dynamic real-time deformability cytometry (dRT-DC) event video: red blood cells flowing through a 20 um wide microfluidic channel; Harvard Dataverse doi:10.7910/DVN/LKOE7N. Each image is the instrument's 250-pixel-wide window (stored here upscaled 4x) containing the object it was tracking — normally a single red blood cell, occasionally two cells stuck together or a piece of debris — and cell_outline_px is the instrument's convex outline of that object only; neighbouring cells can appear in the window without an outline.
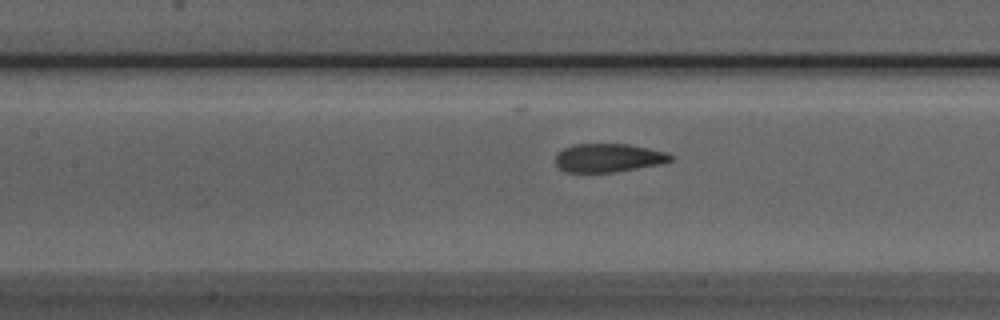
{"species": "Egyptian fruit bat (a non-hibernating species)", "species_latin": "Rousettus aegyptiacus", "temperature_condition": "room temperature", "stored_images_in_passage": 36, "camera_frame_rate_fps": 3000, "um_per_image_px": 0.085, "animal": {"sex": "male"}, "frame": {"image": 1, "passage_image": 17, "time_ms": 5.333, "image_size_px": [1000, 320], "cell_outline_px": [[676, 156], [672, 160], [660, 164], [616, 172], [564, 172], [556, 164], [556, 152], [572, 144], [628, 144], [668, 152]], "centroid_in_image_um": [51.73, 13.41], "position_along_channel_um": 155.7, "area_um2": 19.31}}
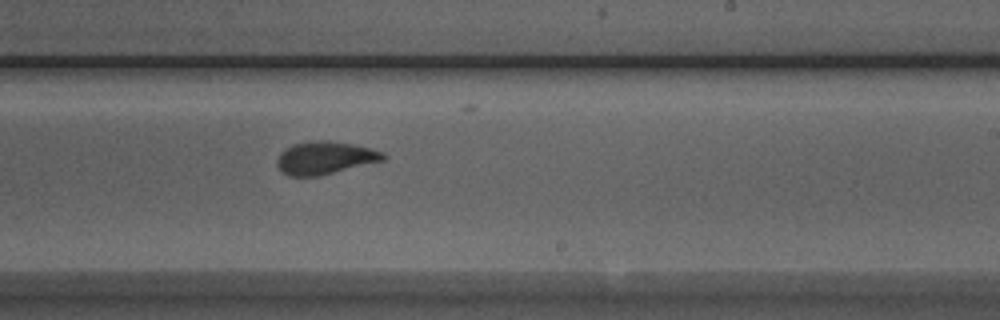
{"frame": {"image": 2, "passage_image": 25, "time_ms": 8.0, "image_size_px": [1000, 320], "cell_outline_px": [[388, 156], [384, 160], [320, 176], [288, 176], [280, 172], [276, 164], [276, 160], [280, 152], [284, 148], [292, 144], [312, 140], [328, 140], [352, 144], [384, 152]], "centroid_in_image_um": [27.57, 13.42], "position_along_channel_um": 261.4, "area_um2": 20.58}}
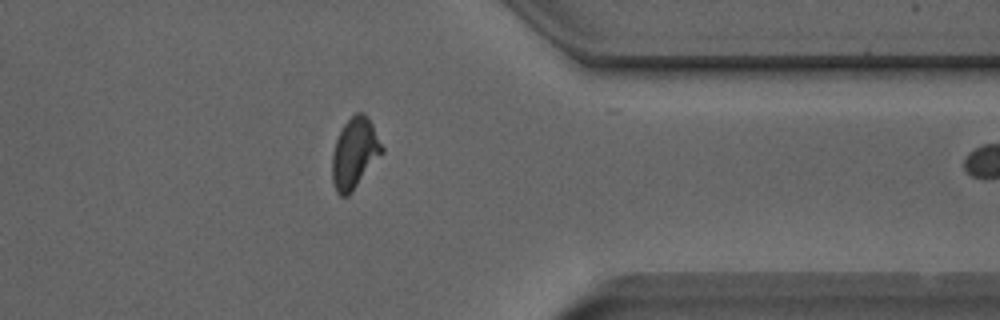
{"frame": {"image": 3, "passage_image": 35, "time_ms": 11.333, "image_size_px": [1000, 320], "cell_outline_px": [[384, 152], [352, 192], [348, 196], [340, 196], [336, 192], [332, 184], [332, 156], [336, 140], [344, 124], [356, 112], [364, 112], [368, 116], [384, 148]], "centroid_in_image_um": [30.15, 13.04], "position_along_channel_um": 381.3, "area_um2": 20.58}}